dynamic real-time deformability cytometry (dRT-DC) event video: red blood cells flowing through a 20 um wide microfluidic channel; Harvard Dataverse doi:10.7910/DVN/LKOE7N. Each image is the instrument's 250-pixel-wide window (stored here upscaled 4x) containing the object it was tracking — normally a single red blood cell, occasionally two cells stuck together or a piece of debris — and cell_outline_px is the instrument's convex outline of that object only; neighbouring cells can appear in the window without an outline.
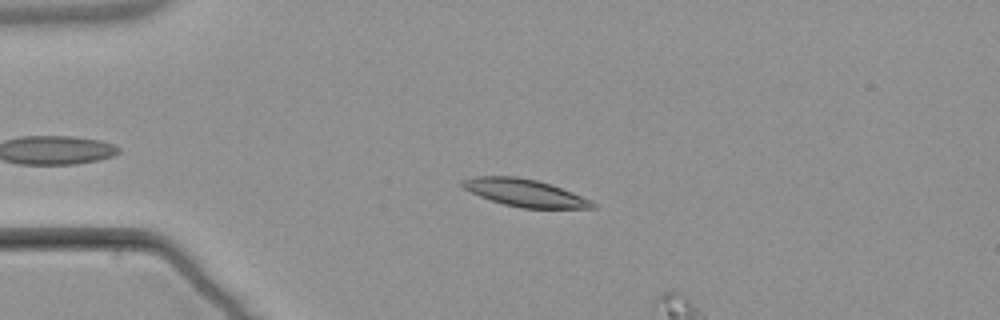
{"species": "common noctule bat (a hibernating species)", "species_latin": "Nyctalus noctula", "temperature_condition": "warm", "stored_images_in_passage": 5, "camera_frame_rate_fps": 3000, "um_per_image_px": 0.085, "animal": {"sex": "male", "body_mass_g": 21.5, "forearm_length_mm": 52.0}, "frame": {"image": 1, "passage_image": 4, "time_ms": 3.667, "image_size_px": [1000, 320], "cell_outline_px": [[596, 208], [520, 208], [504, 204], [480, 196], [464, 188], [460, 184], [460, 180], [476, 176], [516, 176], [536, 180], [572, 192], [592, 200], [596, 204]], "centroid_in_image_um": [44.6, 16.39], "position_along_channel_um": 40.4, "area_um2": 20.58}}